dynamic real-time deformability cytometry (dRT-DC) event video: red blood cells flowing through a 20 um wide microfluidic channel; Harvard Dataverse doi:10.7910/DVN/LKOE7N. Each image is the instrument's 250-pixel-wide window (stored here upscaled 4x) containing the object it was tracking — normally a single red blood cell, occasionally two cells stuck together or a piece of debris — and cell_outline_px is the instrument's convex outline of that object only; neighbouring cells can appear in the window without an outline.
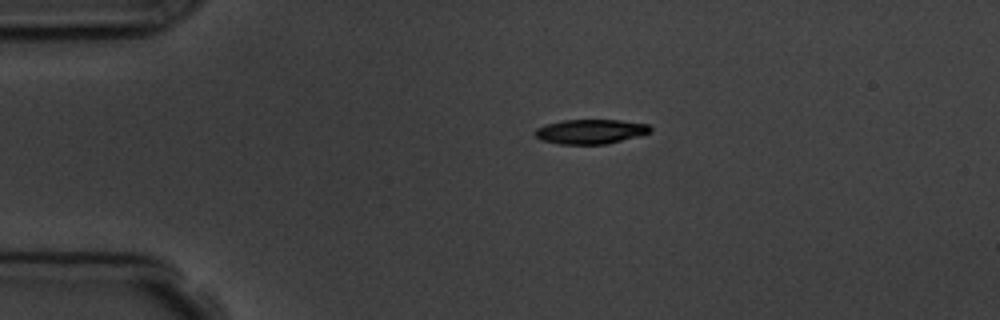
{"species": "common noctule bat (a hibernating species)", "species_latin": "Nyctalus noctula", "temperature_condition": "room temperature", "stored_images_in_passage": 2, "camera_frame_rate_fps": 3000, "um_per_image_px": 0.085, "animal": {"sex": "male", "body_mass_g": 19.5, "forearm_length_mm": 54.6}, "frame": {"image": 1, "passage_image": 1, "time_ms": 0.0, "image_size_px": [1000, 320], "cell_outline_px": [[652, 132], [608, 144], [560, 144], [540, 140], [532, 132], [536, 128], [548, 124], [564, 120], [620, 120], [648, 124], [652, 128]], "centroid_in_image_um": [50.2, 11.18], "position_along_channel_um": 34.8, "area_um2": 16.53}}